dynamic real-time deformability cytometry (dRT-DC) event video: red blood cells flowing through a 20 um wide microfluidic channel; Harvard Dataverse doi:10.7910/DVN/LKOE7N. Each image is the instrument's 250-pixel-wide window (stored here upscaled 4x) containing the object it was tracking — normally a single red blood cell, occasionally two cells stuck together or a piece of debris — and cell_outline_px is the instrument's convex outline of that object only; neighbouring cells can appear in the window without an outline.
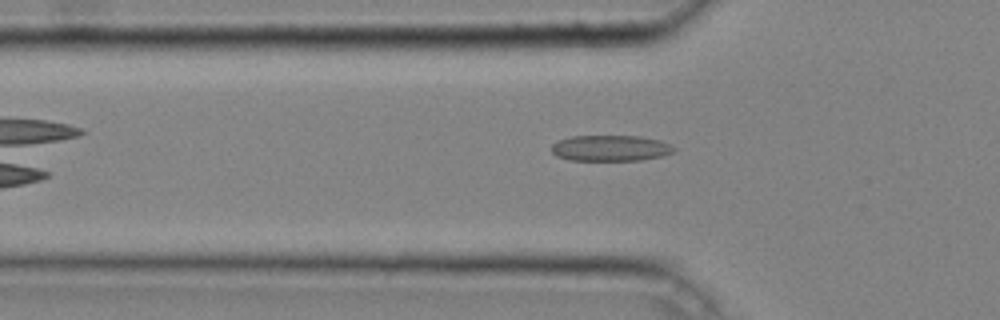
{"species": "common noctule bat (a hibernating species)", "species_latin": "Nyctalus noctula", "temperature_condition": "cold", "stored_images_in_passage": 30, "camera_frame_rate_fps": 3000, "um_per_image_px": 0.085, "animal": {"sex": "male", "body_mass_g": 20.4}, "frame": {"image": 1, "passage_image": 2, "time_ms": 0.333, "image_size_px": [1000, 320], "cell_outline_px": [[676, 148], [672, 152], [664, 156], [640, 160], [568, 160], [556, 156], [552, 152], [552, 144], [556, 140], [572, 136], [640, 136], [660, 140]], "centroid_in_image_um": [51.87, 12.59], "position_along_channel_um": 73.9, "area_um2": 18.55}}
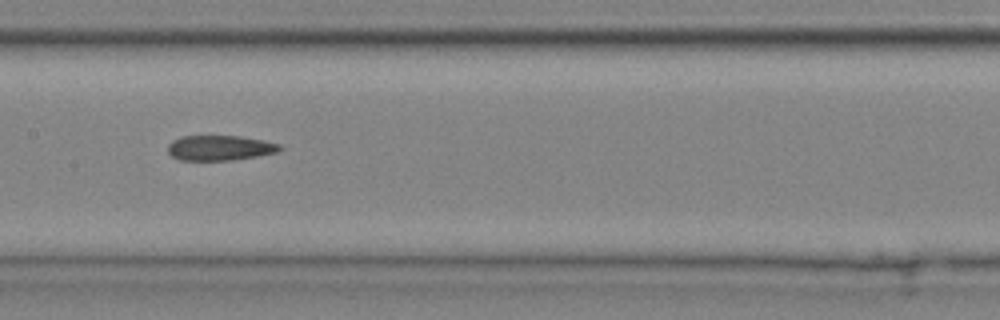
{"frame": {"image": 2, "passage_image": 10, "time_ms": 3.0, "image_size_px": [1000, 320], "cell_outline_px": [[284, 148], [280, 152], [260, 156], [232, 160], [180, 160], [172, 156], [168, 152], [168, 144], [172, 140], [180, 136], [240, 136], [264, 140], [280, 144]], "centroid_in_image_um": [18.73, 12.57], "position_along_channel_um": 188.7, "area_um2": 16.65}}
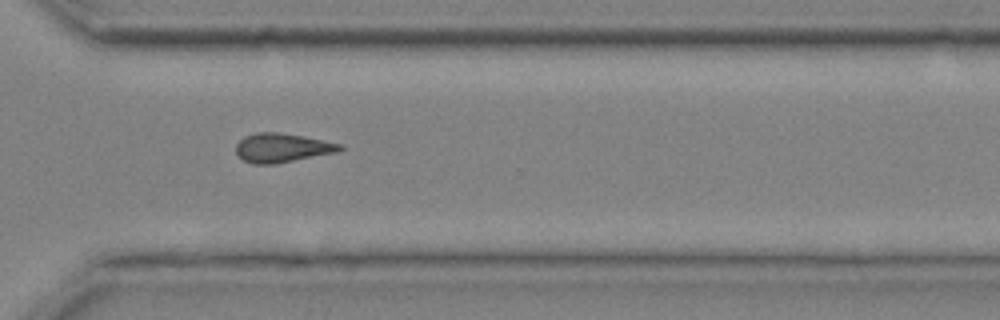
{"frame": {"image": 3, "passage_image": 21, "time_ms": 6.667, "image_size_px": [1000, 320], "cell_outline_px": [[344, 148], [336, 152], [276, 164], [252, 164], [244, 160], [236, 152], [236, 144], [244, 136], [256, 132], [276, 132], [304, 136], [344, 144]], "centroid_in_image_um": [23.99, 12.56], "position_along_channel_um": 346.6, "area_um2": 17.63}}